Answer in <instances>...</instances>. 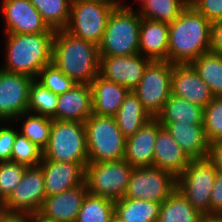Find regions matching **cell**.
Returning <instances> with one entry per match:
<instances>
[{"label":"cell","instance_id":"obj_1","mask_svg":"<svg viewBox=\"0 0 222 222\" xmlns=\"http://www.w3.org/2000/svg\"><path fill=\"white\" fill-rule=\"evenodd\" d=\"M211 22L190 4L169 23L167 61L191 64L210 51Z\"/></svg>","mask_w":222,"mask_h":222},{"label":"cell","instance_id":"obj_2","mask_svg":"<svg viewBox=\"0 0 222 222\" xmlns=\"http://www.w3.org/2000/svg\"><path fill=\"white\" fill-rule=\"evenodd\" d=\"M52 63L77 84H90L99 75V48L66 30H56Z\"/></svg>","mask_w":222,"mask_h":222},{"label":"cell","instance_id":"obj_3","mask_svg":"<svg viewBox=\"0 0 222 222\" xmlns=\"http://www.w3.org/2000/svg\"><path fill=\"white\" fill-rule=\"evenodd\" d=\"M6 63L1 69L36 78L52 63L55 33H6Z\"/></svg>","mask_w":222,"mask_h":222},{"label":"cell","instance_id":"obj_4","mask_svg":"<svg viewBox=\"0 0 222 222\" xmlns=\"http://www.w3.org/2000/svg\"><path fill=\"white\" fill-rule=\"evenodd\" d=\"M140 24L141 17L135 9L126 5L114 8L98 46L100 56L138 54Z\"/></svg>","mask_w":222,"mask_h":222},{"label":"cell","instance_id":"obj_5","mask_svg":"<svg viewBox=\"0 0 222 222\" xmlns=\"http://www.w3.org/2000/svg\"><path fill=\"white\" fill-rule=\"evenodd\" d=\"M89 162L124 159L125 141L114 117L92 114L84 122Z\"/></svg>","mask_w":222,"mask_h":222},{"label":"cell","instance_id":"obj_6","mask_svg":"<svg viewBox=\"0 0 222 222\" xmlns=\"http://www.w3.org/2000/svg\"><path fill=\"white\" fill-rule=\"evenodd\" d=\"M46 160L88 164L84 123L52 119L48 144L43 151Z\"/></svg>","mask_w":222,"mask_h":222},{"label":"cell","instance_id":"obj_7","mask_svg":"<svg viewBox=\"0 0 222 222\" xmlns=\"http://www.w3.org/2000/svg\"><path fill=\"white\" fill-rule=\"evenodd\" d=\"M133 167L124 159L107 162H88L85 183L90 194L113 201L124 197Z\"/></svg>","mask_w":222,"mask_h":222},{"label":"cell","instance_id":"obj_8","mask_svg":"<svg viewBox=\"0 0 222 222\" xmlns=\"http://www.w3.org/2000/svg\"><path fill=\"white\" fill-rule=\"evenodd\" d=\"M217 170L207 159L191 160L176 178V188L203 216H210V197Z\"/></svg>","mask_w":222,"mask_h":222},{"label":"cell","instance_id":"obj_9","mask_svg":"<svg viewBox=\"0 0 222 222\" xmlns=\"http://www.w3.org/2000/svg\"><path fill=\"white\" fill-rule=\"evenodd\" d=\"M113 9V6L92 0H72L70 19L64 30L99 46Z\"/></svg>","mask_w":222,"mask_h":222},{"label":"cell","instance_id":"obj_10","mask_svg":"<svg viewBox=\"0 0 222 222\" xmlns=\"http://www.w3.org/2000/svg\"><path fill=\"white\" fill-rule=\"evenodd\" d=\"M172 68L173 64L167 60H152L139 84L132 89L152 118H156L172 95Z\"/></svg>","mask_w":222,"mask_h":222},{"label":"cell","instance_id":"obj_11","mask_svg":"<svg viewBox=\"0 0 222 222\" xmlns=\"http://www.w3.org/2000/svg\"><path fill=\"white\" fill-rule=\"evenodd\" d=\"M176 188V177L155 167L134 168L123 198L162 203Z\"/></svg>","mask_w":222,"mask_h":222},{"label":"cell","instance_id":"obj_12","mask_svg":"<svg viewBox=\"0 0 222 222\" xmlns=\"http://www.w3.org/2000/svg\"><path fill=\"white\" fill-rule=\"evenodd\" d=\"M44 173L40 166L27 167L21 182L5 200L9 213H38L45 200Z\"/></svg>","mask_w":222,"mask_h":222},{"label":"cell","instance_id":"obj_13","mask_svg":"<svg viewBox=\"0 0 222 222\" xmlns=\"http://www.w3.org/2000/svg\"><path fill=\"white\" fill-rule=\"evenodd\" d=\"M33 80L30 76L10 73L0 68L1 121H13L27 112L29 89Z\"/></svg>","mask_w":222,"mask_h":222},{"label":"cell","instance_id":"obj_14","mask_svg":"<svg viewBox=\"0 0 222 222\" xmlns=\"http://www.w3.org/2000/svg\"><path fill=\"white\" fill-rule=\"evenodd\" d=\"M151 61L140 53L126 56H100L99 75L132 90L141 81Z\"/></svg>","mask_w":222,"mask_h":222},{"label":"cell","instance_id":"obj_15","mask_svg":"<svg viewBox=\"0 0 222 222\" xmlns=\"http://www.w3.org/2000/svg\"><path fill=\"white\" fill-rule=\"evenodd\" d=\"M1 7L6 23L5 33H55L30 0H2Z\"/></svg>","mask_w":222,"mask_h":222},{"label":"cell","instance_id":"obj_16","mask_svg":"<svg viewBox=\"0 0 222 222\" xmlns=\"http://www.w3.org/2000/svg\"><path fill=\"white\" fill-rule=\"evenodd\" d=\"M172 95L205 108L214 98L209 86L191 64H173Z\"/></svg>","mask_w":222,"mask_h":222},{"label":"cell","instance_id":"obj_17","mask_svg":"<svg viewBox=\"0 0 222 222\" xmlns=\"http://www.w3.org/2000/svg\"><path fill=\"white\" fill-rule=\"evenodd\" d=\"M44 173L45 194L56 195L85 182V165L42 158L39 164Z\"/></svg>","mask_w":222,"mask_h":222},{"label":"cell","instance_id":"obj_18","mask_svg":"<svg viewBox=\"0 0 222 222\" xmlns=\"http://www.w3.org/2000/svg\"><path fill=\"white\" fill-rule=\"evenodd\" d=\"M161 127L156 118H151L134 135L126 138L124 160L131 167H153L154 145Z\"/></svg>","mask_w":222,"mask_h":222},{"label":"cell","instance_id":"obj_19","mask_svg":"<svg viewBox=\"0 0 222 222\" xmlns=\"http://www.w3.org/2000/svg\"><path fill=\"white\" fill-rule=\"evenodd\" d=\"M87 192L84 182L59 194L47 196L38 214L52 222H75Z\"/></svg>","mask_w":222,"mask_h":222},{"label":"cell","instance_id":"obj_20","mask_svg":"<svg viewBox=\"0 0 222 222\" xmlns=\"http://www.w3.org/2000/svg\"><path fill=\"white\" fill-rule=\"evenodd\" d=\"M93 114L90 84H76L58 95L56 120L84 123Z\"/></svg>","mask_w":222,"mask_h":222},{"label":"cell","instance_id":"obj_21","mask_svg":"<svg viewBox=\"0 0 222 222\" xmlns=\"http://www.w3.org/2000/svg\"><path fill=\"white\" fill-rule=\"evenodd\" d=\"M191 159L181 149L165 127L158 130L154 145L153 167L169 171L178 177L189 165Z\"/></svg>","mask_w":222,"mask_h":222},{"label":"cell","instance_id":"obj_22","mask_svg":"<svg viewBox=\"0 0 222 222\" xmlns=\"http://www.w3.org/2000/svg\"><path fill=\"white\" fill-rule=\"evenodd\" d=\"M93 114L114 117L125 97L131 91L128 87L106 80L98 75L90 83Z\"/></svg>","mask_w":222,"mask_h":222},{"label":"cell","instance_id":"obj_23","mask_svg":"<svg viewBox=\"0 0 222 222\" xmlns=\"http://www.w3.org/2000/svg\"><path fill=\"white\" fill-rule=\"evenodd\" d=\"M160 124L168 130L191 160L207 158L209 144L204 134L203 124L180 122Z\"/></svg>","mask_w":222,"mask_h":222},{"label":"cell","instance_id":"obj_24","mask_svg":"<svg viewBox=\"0 0 222 222\" xmlns=\"http://www.w3.org/2000/svg\"><path fill=\"white\" fill-rule=\"evenodd\" d=\"M169 23L141 18L139 53L153 61L167 60Z\"/></svg>","mask_w":222,"mask_h":222},{"label":"cell","instance_id":"obj_25","mask_svg":"<svg viewBox=\"0 0 222 222\" xmlns=\"http://www.w3.org/2000/svg\"><path fill=\"white\" fill-rule=\"evenodd\" d=\"M114 118L123 136L128 138L134 135L152 117L131 90L125 97Z\"/></svg>","mask_w":222,"mask_h":222},{"label":"cell","instance_id":"obj_26","mask_svg":"<svg viewBox=\"0 0 222 222\" xmlns=\"http://www.w3.org/2000/svg\"><path fill=\"white\" fill-rule=\"evenodd\" d=\"M161 203L122 198L114 203V216L122 222H157Z\"/></svg>","mask_w":222,"mask_h":222},{"label":"cell","instance_id":"obj_27","mask_svg":"<svg viewBox=\"0 0 222 222\" xmlns=\"http://www.w3.org/2000/svg\"><path fill=\"white\" fill-rule=\"evenodd\" d=\"M204 108L185 99L171 95L156 116L159 123L203 124Z\"/></svg>","mask_w":222,"mask_h":222},{"label":"cell","instance_id":"obj_28","mask_svg":"<svg viewBox=\"0 0 222 222\" xmlns=\"http://www.w3.org/2000/svg\"><path fill=\"white\" fill-rule=\"evenodd\" d=\"M204 217L175 188L168 198L161 203L157 222H202Z\"/></svg>","mask_w":222,"mask_h":222},{"label":"cell","instance_id":"obj_29","mask_svg":"<svg viewBox=\"0 0 222 222\" xmlns=\"http://www.w3.org/2000/svg\"><path fill=\"white\" fill-rule=\"evenodd\" d=\"M191 65L209 86L214 97L222 96V54L206 52Z\"/></svg>","mask_w":222,"mask_h":222},{"label":"cell","instance_id":"obj_30","mask_svg":"<svg viewBox=\"0 0 222 222\" xmlns=\"http://www.w3.org/2000/svg\"><path fill=\"white\" fill-rule=\"evenodd\" d=\"M141 18L171 23L188 6L189 0H141Z\"/></svg>","mask_w":222,"mask_h":222},{"label":"cell","instance_id":"obj_31","mask_svg":"<svg viewBox=\"0 0 222 222\" xmlns=\"http://www.w3.org/2000/svg\"><path fill=\"white\" fill-rule=\"evenodd\" d=\"M50 29L64 30L70 19L72 0H30Z\"/></svg>","mask_w":222,"mask_h":222},{"label":"cell","instance_id":"obj_32","mask_svg":"<svg viewBox=\"0 0 222 222\" xmlns=\"http://www.w3.org/2000/svg\"><path fill=\"white\" fill-rule=\"evenodd\" d=\"M115 201L87 192L75 222H111Z\"/></svg>","mask_w":222,"mask_h":222},{"label":"cell","instance_id":"obj_33","mask_svg":"<svg viewBox=\"0 0 222 222\" xmlns=\"http://www.w3.org/2000/svg\"><path fill=\"white\" fill-rule=\"evenodd\" d=\"M58 95L42 86L35 79L29 89V102L27 112L56 119V106Z\"/></svg>","mask_w":222,"mask_h":222},{"label":"cell","instance_id":"obj_34","mask_svg":"<svg viewBox=\"0 0 222 222\" xmlns=\"http://www.w3.org/2000/svg\"><path fill=\"white\" fill-rule=\"evenodd\" d=\"M25 116L27 118H25L26 120L22 123L23 126L19 133L27 137L31 142L44 151L50 138L52 119L30 112H25L17 118L20 120V117L24 118Z\"/></svg>","mask_w":222,"mask_h":222},{"label":"cell","instance_id":"obj_35","mask_svg":"<svg viewBox=\"0 0 222 222\" xmlns=\"http://www.w3.org/2000/svg\"><path fill=\"white\" fill-rule=\"evenodd\" d=\"M43 151L27 137L18 133L13 144L11 162L26 167L39 166L42 162Z\"/></svg>","mask_w":222,"mask_h":222},{"label":"cell","instance_id":"obj_36","mask_svg":"<svg viewBox=\"0 0 222 222\" xmlns=\"http://www.w3.org/2000/svg\"><path fill=\"white\" fill-rule=\"evenodd\" d=\"M45 88L60 95L69 91L77 83L58 69L53 63L44 66L35 78Z\"/></svg>","mask_w":222,"mask_h":222},{"label":"cell","instance_id":"obj_37","mask_svg":"<svg viewBox=\"0 0 222 222\" xmlns=\"http://www.w3.org/2000/svg\"><path fill=\"white\" fill-rule=\"evenodd\" d=\"M203 127L208 144L222 139V96L214 97L204 108Z\"/></svg>","mask_w":222,"mask_h":222},{"label":"cell","instance_id":"obj_38","mask_svg":"<svg viewBox=\"0 0 222 222\" xmlns=\"http://www.w3.org/2000/svg\"><path fill=\"white\" fill-rule=\"evenodd\" d=\"M26 166L14 162H0V199L6 200L21 182Z\"/></svg>","mask_w":222,"mask_h":222},{"label":"cell","instance_id":"obj_39","mask_svg":"<svg viewBox=\"0 0 222 222\" xmlns=\"http://www.w3.org/2000/svg\"><path fill=\"white\" fill-rule=\"evenodd\" d=\"M189 4L211 23L222 20V0H189Z\"/></svg>","mask_w":222,"mask_h":222},{"label":"cell","instance_id":"obj_40","mask_svg":"<svg viewBox=\"0 0 222 222\" xmlns=\"http://www.w3.org/2000/svg\"><path fill=\"white\" fill-rule=\"evenodd\" d=\"M19 132L12 127L0 126V162H10L16 135Z\"/></svg>","mask_w":222,"mask_h":222},{"label":"cell","instance_id":"obj_41","mask_svg":"<svg viewBox=\"0 0 222 222\" xmlns=\"http://www.w3.org/2000/svg\"><path fill=\"white\" fill-rule=\"evenodd\" d=\"M210 216L222 217V172L218 171L210 197Z\"/></svg>","mask_w":222,"mask_h":222},{"label":"cell","instance_id":"obj_42","mask_svg":"<svg viewBox=\"0 0 222 222\" xmlns=\"http://www.w3.org/2000/svg\"><path fill=\"white\" fill-rule=\"evenodd\" d=\"M210 51L222 54V20L211 23Z\"/></svg>","mask_w":222,"mask_h":222},{"label":"cell","instance_id":"obj_43","mask_svg":"<svg viewBox=\"0 0 222 222\" xmlns=\"http://www.w3.org/2000/svg\"><path fill=\"white\" fill-rule=\"evenodd\" d=\"M207 159L218 172H222V139L209 143Z\"/></svg>","mask_w":222,"mask_h":222},{"label":"cell","instance_id":"obj_44","mask_svg":"<svg viewBox=\"0 0 222 222\" xmlns=\"http://www.w3.org/2000/svg\"><path fill=\"white\" fill-rule=\"evenodd\" d=\"M1 222H27V214L8 213Z\"/></svg>","mask_w":222,"mask_h":222},{"label":"cell","instance_id":"obj_45","mask_svg":"<svg viewBox=\"0 0 222 222\" xmlns=\"http://www.w3.org/2000/svg\"><path fill=\"white\" fill-rule=\"evenodd\" d=\"M27 222H52V221L45 219L38 213H34V214H27Z\"/></svg>","mask_w":222,"mask_h":222},{"label":"cell","instance_id":"obj_46","mask_svg":"<svg viewBox=\"0 0 222 222\" xmlns=\"http://www.w3.org/2000/svg\"><path fill=\"white\" fill-rule=\"evenodd\" d=\"M6 202L4 199H0V222L3 220V218L8 214Z\"/></svg>","mask_w":222,"mask_h":222},{"label":"cell","instance_id":"obj_47","mask_svg":"<svg viewBox=\"0 0 222 222\" xmlns=\"http://www.w3.org/2000/svg\"><path fill=\"white\" fill-rule=\"evenodd\" d=\"M92 1L108 4L110 6H113L114 8H118V7L124 6L119 1H116V0H92Z\"/></svg>","mask_w":222,"mask_h":222},{"label":"cell","instance_id":"obj_48","mask_svg":"<svg viewBox=\"0 0 222 222\" xmlns=\"http://www.w3.org/2000/svg\"><path fill=\"white\" fill-rule=\"evenodd\" d=\"M202 222H222L221 216H206L203 218Z\"/></svg>","mask_w":222,"mask_h":222},{"label":"cell","instance_id":"obj_49","mask_svg":"<svg viewBox=\"0 0 222 222\" xmlns=\"http://www.w3.org/2000/svg\"><path fill=\"white\" fill-rule=\"evenodd\" d=\"M111 222H122L120 221L118 218H116L115 216L112 218Z\"/></svg>","mask_w":222,"mask_h":222}]
</instances>
